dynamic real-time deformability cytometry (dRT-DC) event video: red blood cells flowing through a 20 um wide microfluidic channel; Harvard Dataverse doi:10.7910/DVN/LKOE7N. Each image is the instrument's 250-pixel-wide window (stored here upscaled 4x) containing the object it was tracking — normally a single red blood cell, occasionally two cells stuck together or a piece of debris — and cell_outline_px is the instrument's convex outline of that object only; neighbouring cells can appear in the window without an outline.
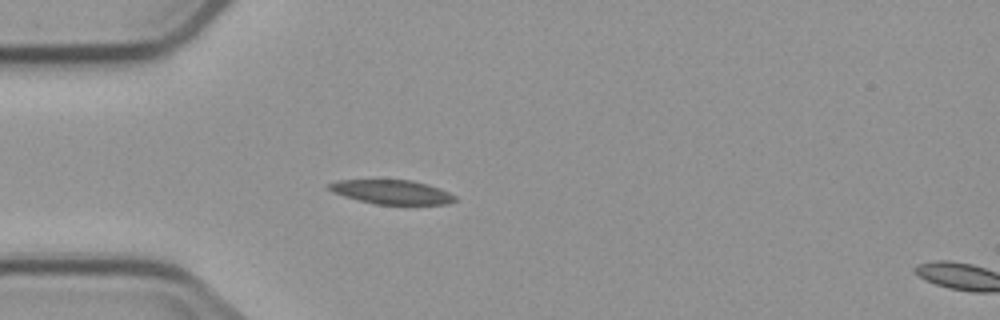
{"species": "common noctule bat (a hibernating species)", "species_latin": "Nyctalus noctula", "temperature_condition": "cold", "stored_images_in_passage": 5, "segment_of_instrument_passage": [1, 2], "camera_frame_rate_fps": 3000, "um_per_image_px": 0.085, "animal": {"sex": "male", "body_mass_g": 23.1, "forearm_length_mm": 52.7}, "frame": {"image": 1, "passage_image": 4, "time_ms": 4.333, "image_size_px": [1000, 320], "cell_outline_px": [[456, 200], [448, 204], [376, 204], [344, 196], [332, 192], [328, 188], [328, 184], [336, 180], [412, 180], [428, 184], [440, 188], [456, 196]], "centroid_in_image_um": [33.31, 16.31], "position_along_channel_um": 51.7, "area_um2": 17.63}}